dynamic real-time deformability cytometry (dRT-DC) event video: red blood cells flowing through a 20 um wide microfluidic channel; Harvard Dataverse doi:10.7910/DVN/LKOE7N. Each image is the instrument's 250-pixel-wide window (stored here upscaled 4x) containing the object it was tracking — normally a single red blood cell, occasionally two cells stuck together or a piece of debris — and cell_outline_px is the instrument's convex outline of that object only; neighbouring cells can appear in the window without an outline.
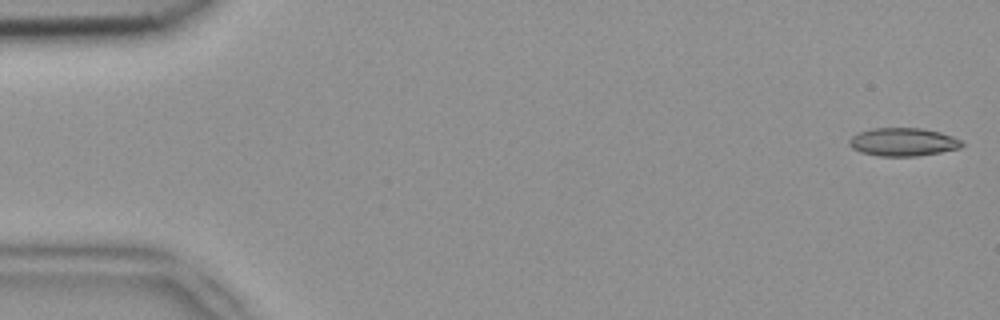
{"species": "common noctule bat (a hibernating species)", "species_latin": "Nyctalus noctula", "temperature_condition": "room temperature", "stored_images_in_passage": 51, "camera_frame_rate_fps": 3000, "um_per_image_px": 0.085, "animal": {"sex": "female", "body_mass_g": 18.4}, "frame": {"image": 1, "passage_image": 1, "time_ms": 0.0, "image_size_px": [1000, 320], "cell_outline_px": [[964, 144], [960, 148], [940, 152], [916, 156], [880, 156], [860, 152], [852, 148], [848, 144], [848, 140], [852, 136], [860, 132], [872, 128], [920, 128], [940, 132], [952, 136], [960, 140]], "centroid_in_image_um": [76.74, 12.07], "position_along_channel_um": 8.3, "area_um2": 18.44}}
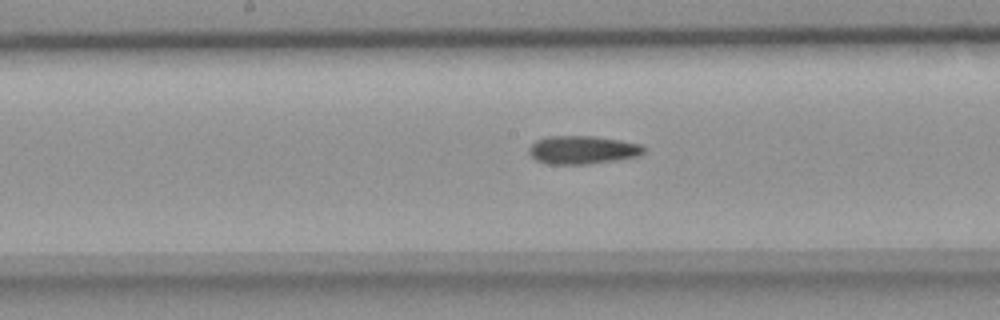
{"frame": {"image": 2, "passage_image": 26, "time_ms": 8.333, "image_size_px": [1000, 320], "cell_outline_px": [[644, 152], [636, 156], [616, 160], [588, 164], [548, 164], [536, 160], [528, 152], [528, 148], [536, 140], [548, 136], [592, 136], [620, 140], [640, 144], [644, 148]], "centroid_in_image_um": [49.47, 12.74], "position_along_channel_um": 198.7, "area_um2": 18.79}}
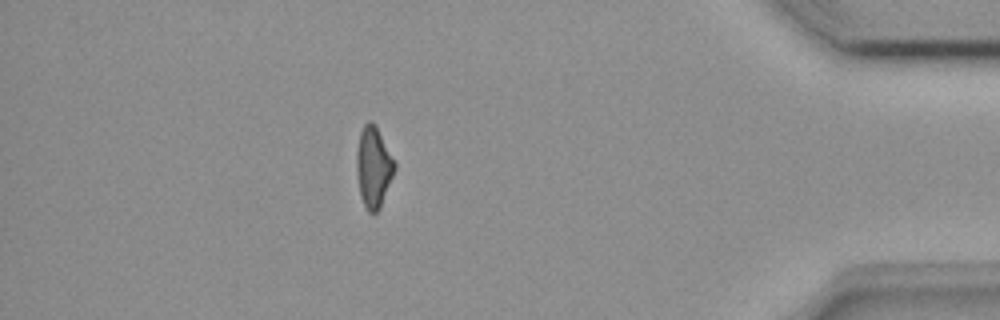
{"frame": {"image": 3, "passage_image": 45, "time_ms": 14.667, "image_size_px": [1000, 320], "cell_outline_px": [[396, 168], [380, 208], [372, 216], [368, 212], [360, 196], [356, 172], [356, 152], [360, 132], [364, 124], [368, 120], [372, 120], [376, 124], [396, 164]], "centroid_in_image_um": [31.74, 14.19], "position_along_channel_um": 403.5, "area_um2": 18.15}}